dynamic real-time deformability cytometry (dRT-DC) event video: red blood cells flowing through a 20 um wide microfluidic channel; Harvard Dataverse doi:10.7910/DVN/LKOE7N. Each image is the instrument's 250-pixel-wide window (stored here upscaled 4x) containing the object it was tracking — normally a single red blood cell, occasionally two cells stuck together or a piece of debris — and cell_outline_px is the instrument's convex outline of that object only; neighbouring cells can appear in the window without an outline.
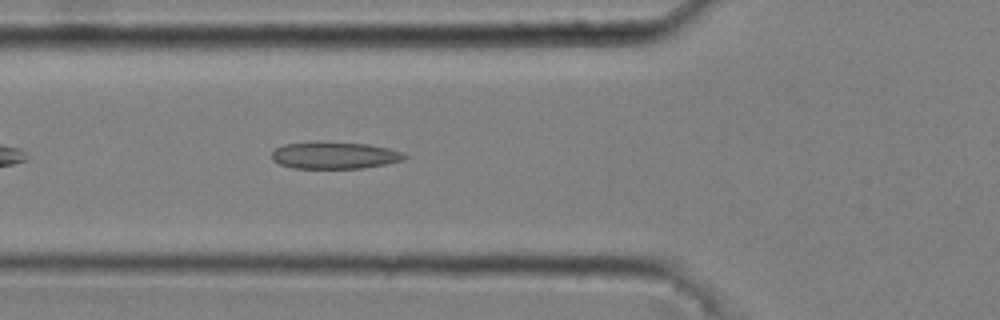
{"species": "common noctule bat (a hibernating species)", "species_latin": "Nyctalus noctula", "temperature_condition": "cold", "stored_images_in_passage": 38, "camera_frame_rate_fps": 3000, "um_per_image_px": 0.085, "animal": {"sex": "male", "body_mass_g": 20.4}, "frame": {"image": 1, "passage_image": 6, "time_ms": 1.667, "image_size_px": [1000, 320], "cell_outline_px": [[408, 156], [404, 160], [384, 164], [360, 168], [292, 168], [280, 164], [272, 160], [272, 152], [276, 148], [284, 144], [316, 140], [368, 144], [388, 148], [400, 152]], "centroid_in_image_um": [28.39, 13.18], "position_along_channel_um": 97.4, "area_um2": 21.1}}
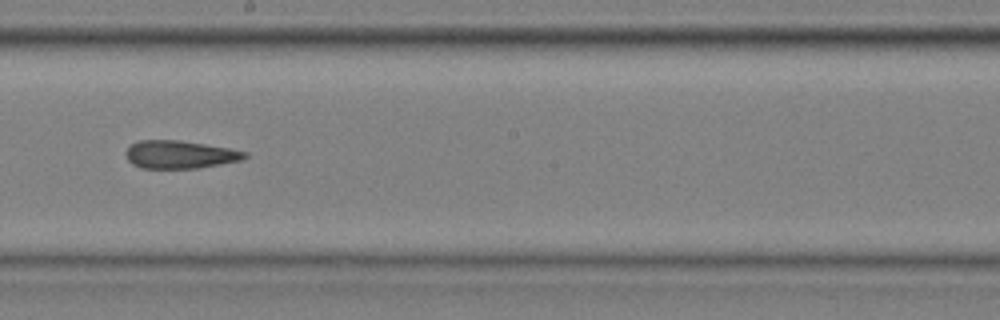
{"frame": {"image": 2, "passage_image": 17, "time_ms": 5.333, "image_size_px": [1000, 320], "cell_outline_px": [[248, 156], [240, 160], [220, 164], [196, 168], [140, 168], [132, 164], [128, 160], [124, 152], [132, 144], [140, 140], [180, 140], [228, 148], [248, 152]], "centroid_in_image_um": [15.26, 13.13], "position_along_channel_um": 232.9, "area_um2": 19.25}}
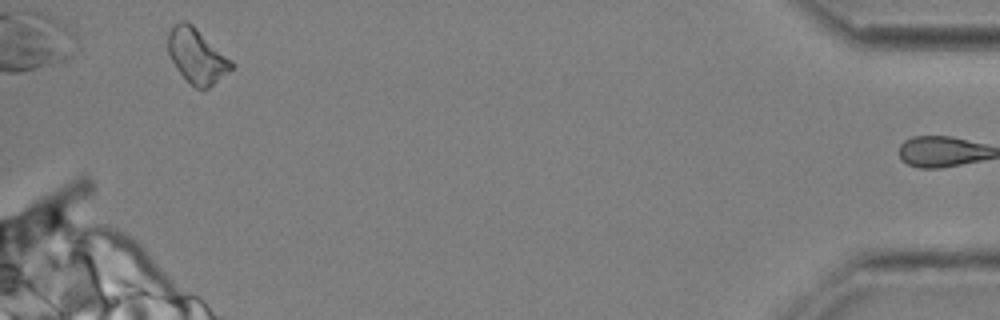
{"frame": {"image": 3, "passage_image": 37, "time_ms": 12.0, "image_size_px": [1000, 320], "cell_outline_px": [[236, 64], [228, 72], [208, 88], [196, 88], [176, 68], [168, 52], [168, 32], [172, 24], [180, 20], [188, 20], [232, 60]], "centroid_in_image_um": [16.72, 4.7], "position_along_channel_um": 418.5, "area_um2": 20.11}, "authors_computed_cell_mechanics": {"area_um2": 19.7965, "velocity_mm_per_s": 3.6929, "shape_relaxation_time_tau1_ms": null, "shape_relaxation_time_tau2_ms": 5.0052, "deformation_change_tau1": null, "deformation_change_tau2": 0.1637}}